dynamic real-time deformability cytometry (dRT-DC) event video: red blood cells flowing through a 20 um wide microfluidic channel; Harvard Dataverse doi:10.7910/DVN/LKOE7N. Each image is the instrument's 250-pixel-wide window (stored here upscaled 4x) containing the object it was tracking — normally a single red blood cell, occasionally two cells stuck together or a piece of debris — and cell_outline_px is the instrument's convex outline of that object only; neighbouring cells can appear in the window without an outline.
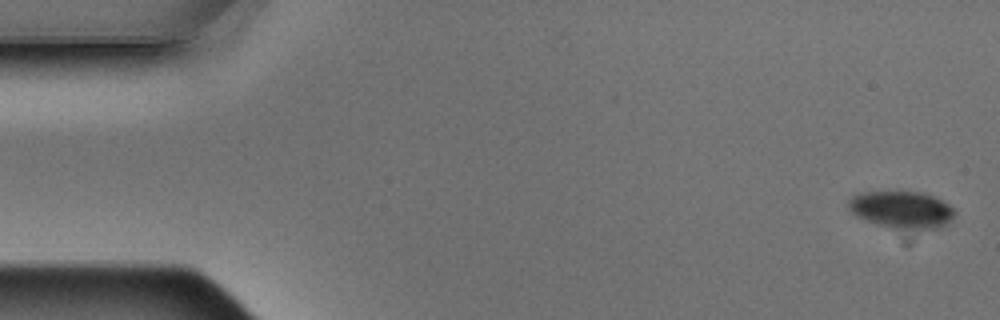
{"species": "Egyptian fruit bat (a non-hibernating species)", "species_latin": "Rousettus aegyptiacus", "temperature_condition": "warm", "stored_images_in_passage": 4, "camera_frame_rate_fps": 3000, "um_per_image_px": 0.085, "animal": {"sex": "male"}, "frame": {"image": 1, "passage_image": 1, "time_ms": 0.0, "image_size_px": [1000, 320], "cell_outline_px": [[956, 212], [952, 220], [948, 224], [940, 228], [888, 228], [868, 220], [852, 212], [848, 208], [848, 200], [852, 196], [860, 192], [920, 192], [932, 196], [948, 204]], "centroid_in_image_um": [76.66, 17.82], "position_along_channel_um": 8.3, "area_um2": 22.66}}
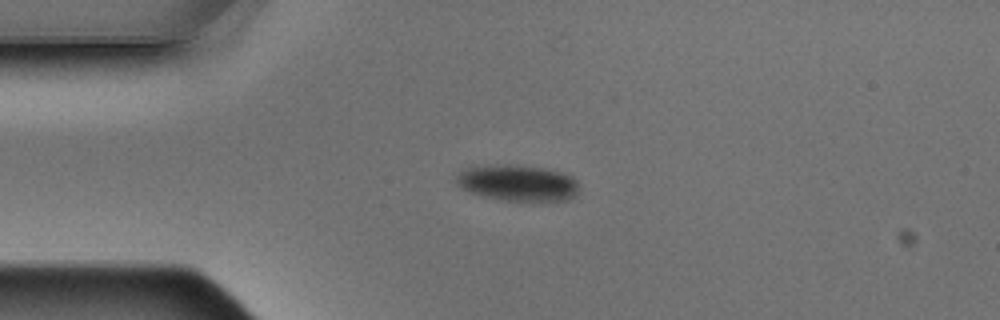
{"frame": {"image": 2, "passage_image": 4, "time_ms": 1.0, "image_size_px": [1000, 320], "cell_outline_px": [[576, 192], [568, 200], [500, 200], [468, 192], [460, 188], [452, 180], [464, 168], [508, 164], [540, 168], [560, 172], [572, 176], [576, 180]], "centroid_in_image_um": [43.91, 15.55], "position_along_channel_um": 41.1, "area_um2": 25.49}}